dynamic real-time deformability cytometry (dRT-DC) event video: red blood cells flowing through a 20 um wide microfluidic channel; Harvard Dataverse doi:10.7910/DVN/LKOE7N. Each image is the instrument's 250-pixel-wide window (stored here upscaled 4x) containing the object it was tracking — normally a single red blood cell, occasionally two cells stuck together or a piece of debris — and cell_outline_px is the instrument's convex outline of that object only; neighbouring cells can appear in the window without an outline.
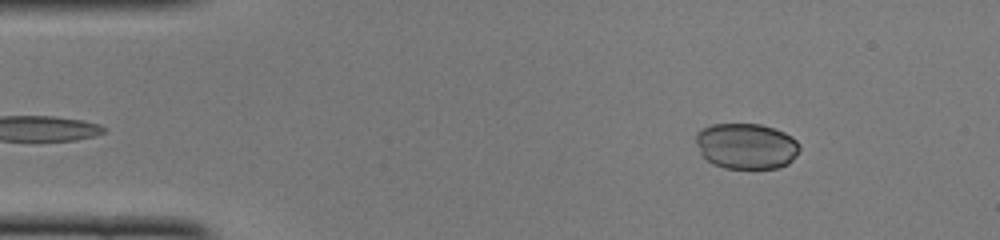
{"species": "common noctule bat (a hibernating species)", "species_latin": "Nyctalus noctula", "temperature_condition": "cold", "stored_images_in_passage": 44, "camera_frame_rate_fps": 3000, "um_per_image_px": 0.085, "animal": {"sex": "female", "body_mass_g": 22.0, "forearm_length_mm": 56.7}, "frame": {"image": 1, "passage_image": 2, "time_ms": 0.333, "image_size_px": [1000, 240], "cell_outline_px": [[800, 148], [796, 156], [788, 164], [780, 168], [724, 168], [712, 164], [700, 152], [696, 144], [696, 132], [712, 124], [760, 124], [784, 132], [792, 136], [800, 144]], "centroid_in_image_um": [63.45, 12.42], "position_along_channel_um": 21.5, "area_um2": 27.74}}
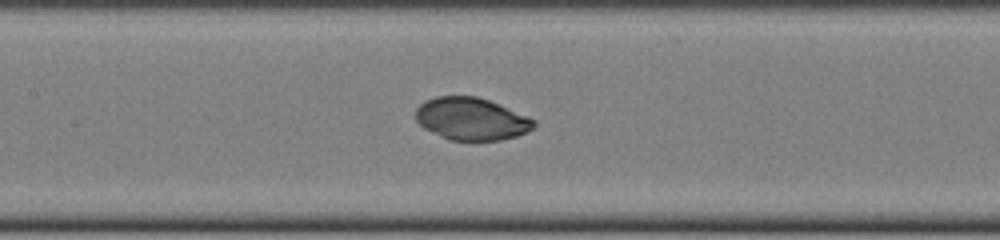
{"frame": {"image": 2, "passage_image": 18, "time_ms": 5.667, "image_size_px": [1000, 240], "cell_outline_px": [[536, 124], [532, 128], [516, 136], [500, 140], [448, 140], [424, 128], [416, 120], [416, 108], [424, 100], [436, 96], [476, 96], [488, 100], [528, 116], [536, 120]], "centroid_in_image_um": [40.04, 10.1], "position_along_channel_um": 167.4, "area_um2": 29.07}}
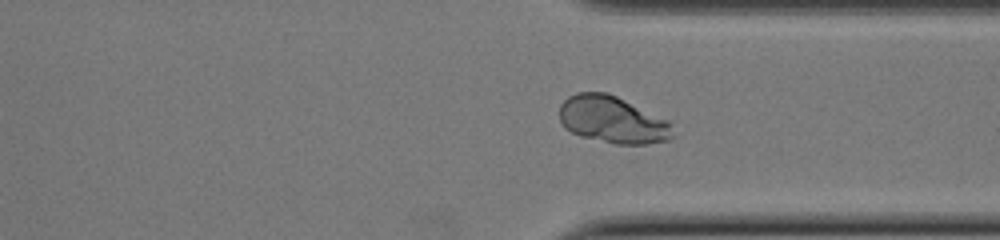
{"frame": {"image": 3, "passage_image": 32, "time_ms": 10.333, "image_size_px": [1000, 240], "cell_outline_px": [[672, 136], [668, 140], [644, 144], [616, 144], [580, 136], [564, 128], [560, 120], [560, 104], [568, 96], [576, 92], [608, 92], [668, 120]], "centroid_in_image_um": [52.01, 10.16], "position_along_channel_um": 359.4, "area_um2": 30.87}}